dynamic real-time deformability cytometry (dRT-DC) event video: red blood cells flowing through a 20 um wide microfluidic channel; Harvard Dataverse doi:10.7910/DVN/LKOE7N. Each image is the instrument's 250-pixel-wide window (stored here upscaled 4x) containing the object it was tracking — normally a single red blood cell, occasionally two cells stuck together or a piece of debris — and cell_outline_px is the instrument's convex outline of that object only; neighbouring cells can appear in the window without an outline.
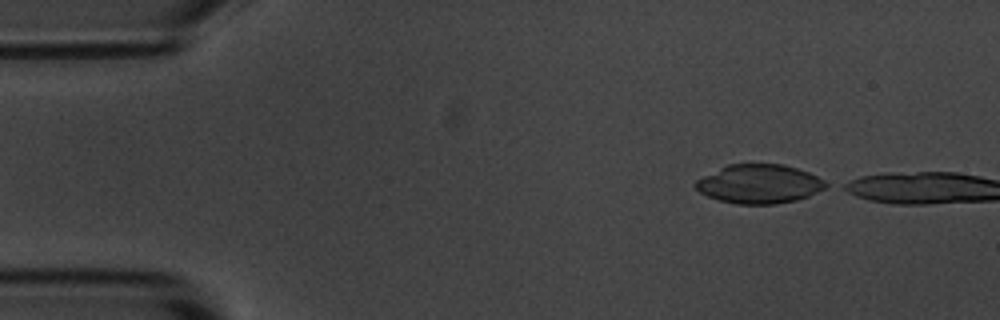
{"species": "common noctule bat (a hibernating species)", "species_latin": "Nyctalus noctula", "temperature_condition": "room temperature", "stored_images_in_passage": 3, "camera_frame_rate_fps": 3000, "um_per_image_px": 0.085, "animal": {"sex": "male", "body_mass_g": 20.1, "forearm_length_mm": 53.5}, "frame": {"image": 1, "passage_image": 1, "time_ms": 0.0, "image_size_px": [1000, 320], "cell_outline_px": [[832, 184], [808, 196], [796, 200], [776, 204], [736, 204], [720, 200], [708, 196], [700, 192], [692, 184], [696, 180], [728, 164], [784, 164], [808, 172]], "centroid_in_image_um": [64.54, 15.63], "position_along_channel_um": 20.5, "area_um2": 29.48}}